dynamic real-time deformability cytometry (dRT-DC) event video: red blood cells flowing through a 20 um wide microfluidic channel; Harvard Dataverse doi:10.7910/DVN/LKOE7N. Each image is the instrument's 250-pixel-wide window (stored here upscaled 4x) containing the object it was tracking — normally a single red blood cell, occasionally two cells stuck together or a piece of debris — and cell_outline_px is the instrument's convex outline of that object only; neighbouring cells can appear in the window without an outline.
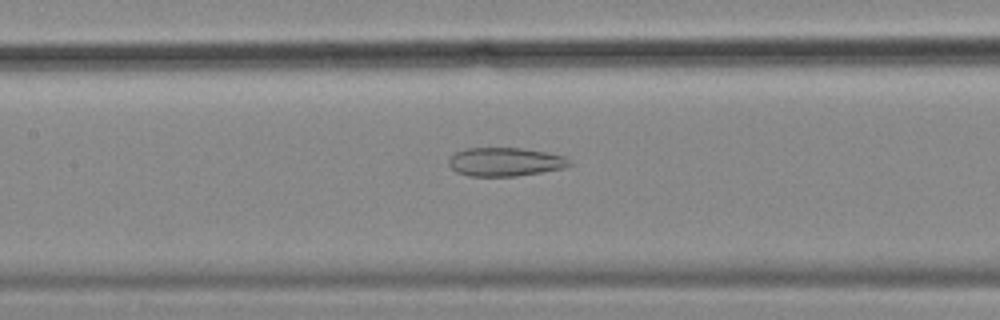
{"species": "common noctule bat (a hibernating species)", "species_latin": "Nyctalus noctula", "temperature_condition": "cold", "stored_images_in_passage": 37, "camera_frame_rate_fps": 3000, "um_per_image_px": 0.085, "animal": {"sex": "female", "body_mass_g": 18.4}, "frame": {"image": 1, "passage_image": 16, "time_ms": 5.0, "image_size_px": [1000, 320], "cell_outline_px": [[572, 164], [564, 168], [516, 176], [468, 176], [456, 172], [448, 164], [448, 160], [456, 152], [468, 148], [520, 148], [544, 152], [564, 156]], "centroid_in_image_um": [42.91, 13.76], "position_along_channel_um": 164.5, "area_um2": 19.94}}
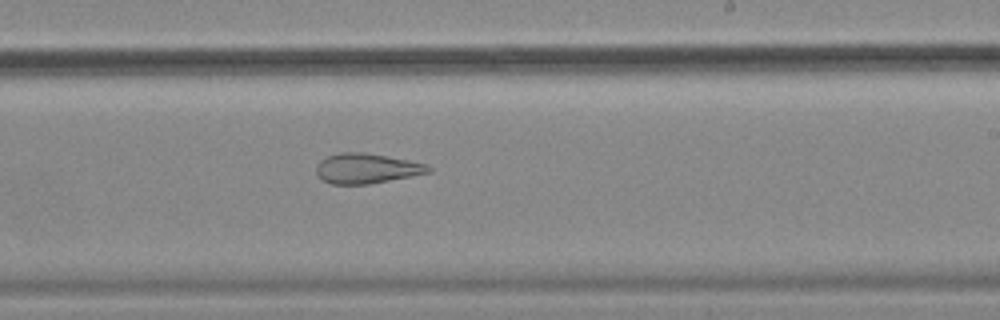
{"frame": {"image": 2, "passage_image": 24, "time_ms": 7.667, "image_size_px": [1000, 320], "cell_outline_px": [[432, 172], [412, 176], [368, 184], [332, 184], [320, 180], [316, 172], [316, 164], [320, 160], [328, 156], [340, 152], [364, 152], [408, 160], [428, 164], [432, 168]], "centroid_in_image_um": [31.15, 14.32], "position_along_channel_um": 257.9, "area_um2": 19.77}}
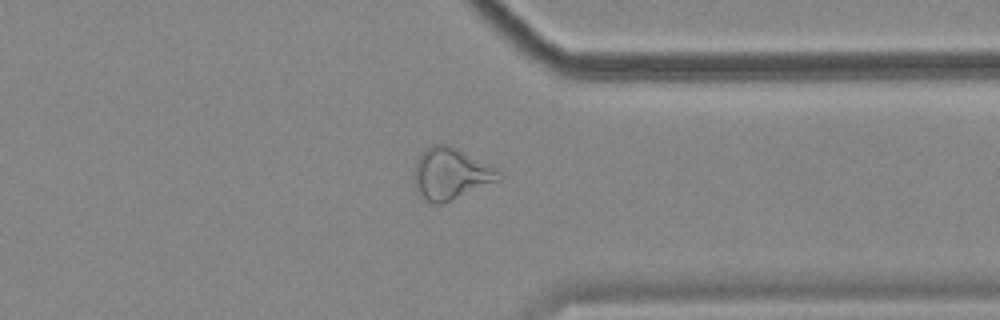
{"frame": {"image": 3, "passage_image": 34, "time_ms": 11.0, "image_size_px": [1000, 320], "cell_outline_px": [[500, 180], [440, 204], [432, 204], [420, 196], [416, 192], [416, 160], [432, 144], [452, 144], [496, 168], [500, 172]], "centroid_in_image_um": [38.33, 14.75], "position_along_channel_um": 373.1, "area_um2": 25.09}}